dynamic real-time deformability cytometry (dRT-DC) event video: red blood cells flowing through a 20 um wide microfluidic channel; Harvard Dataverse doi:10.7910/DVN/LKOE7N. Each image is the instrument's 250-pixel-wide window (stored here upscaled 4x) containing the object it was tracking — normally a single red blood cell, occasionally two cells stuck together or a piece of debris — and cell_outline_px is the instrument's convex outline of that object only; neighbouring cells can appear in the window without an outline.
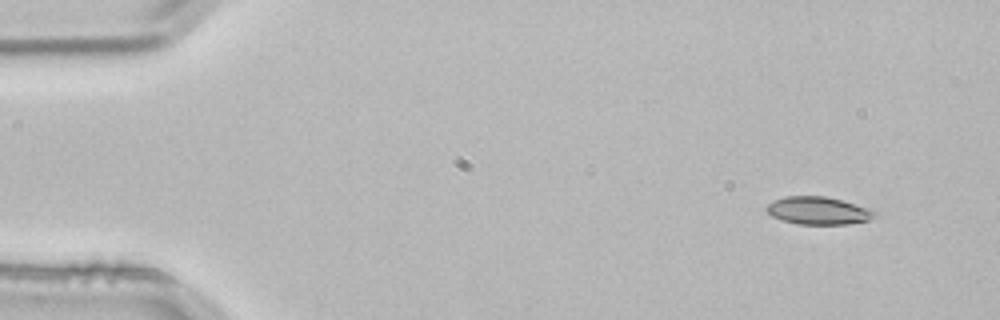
{"species": "common noctule bat (a hibernating species)", "species_latin": "Nyctalus noctula", "temperature_condition": "room temperature", "stored_images_in_passage": 3, "camera_frame_rate_fps": 3000, "um_per_image_px": 0.085, "animal": {"sex": "male", "body_mass_g": 21.5, "forearm_length_mm": 52.0}, "frame": {"image": 1, "passage_image": 1, "time_ms": 0.0, "image_size_px": [1000, 320], "cell_outline_px": [[880, 216], [868, 220], [848, 224], [796, 224], [780, 220], [772, 216], [764, 208], [772, 200], [784, 196], [824, 196], [840, 200], [868, 208], [880, 212]], "centroid_in_image_um": [69.56, 17.91], "position_along_channel_um": 15.4, "area_um2": 17.69}}
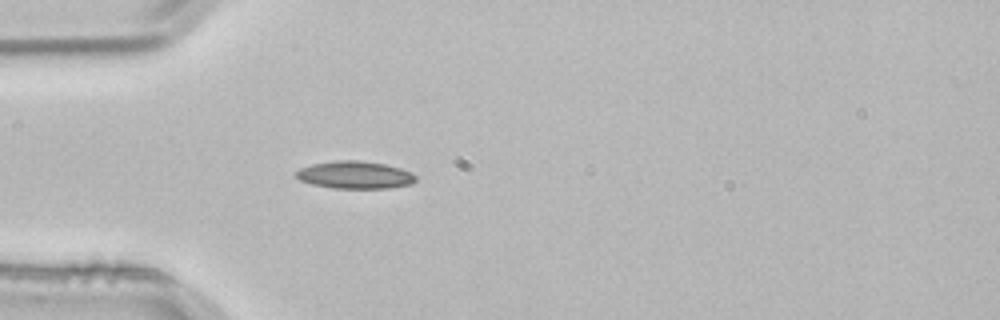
{"frame": {"image": 2, "passage_image": 3, "time_ms": 0.667, "image_size_px": [1000, 320], "cell_outline_px": [[416, 180], [412, 184], [388, 188], [332, 188], [312, 184], [300, 180], [296, 176], [296, 172], [300, 168], [312, 164], [336, 160], [360, 160], [384, 164], [400, 168], [412, 172], [416, 176]], "centroid_in_image_um": [30.19, 14.87], "position_along_channel_um": 54.8, "area_um2": 19.19}}